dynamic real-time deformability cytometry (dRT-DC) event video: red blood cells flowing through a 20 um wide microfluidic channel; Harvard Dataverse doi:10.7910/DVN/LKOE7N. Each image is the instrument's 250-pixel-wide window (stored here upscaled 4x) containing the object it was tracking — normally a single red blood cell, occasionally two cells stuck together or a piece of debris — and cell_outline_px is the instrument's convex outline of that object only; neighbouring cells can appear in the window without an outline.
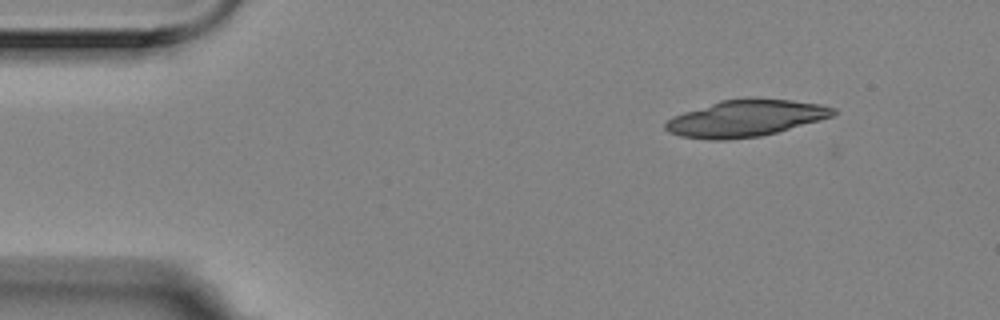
{"species": "Egyptian fruit bat (a non-hibernating species)", "species_latin": "Rousettus aegyptiacus", "temperature_condition": "room temperature", "stored_images_in_passage": 10, "camera_frame_rate_fps": 3000, "um_per_image_px": 0.085, "animal": {"sex": "female"}, "frame": {"image": 1, "passage_image": 1, "time_ms": 0.0, "image_size_px": [1000, 320], "cell_outline_px": [[836, 112], [832, 116], [820, 120], [776, 132], [760, 136], [728, 140], [708, 140], [680, 136], [668, 132], [664, 128], [664, 124], [672, 116], [720, 100], [792, 100], [820, 104], [836, 108]], "centroid_in_image_um": [63.33, 10.08], "position_along_channel_um": 21.7, "area_um2": 35.2}}